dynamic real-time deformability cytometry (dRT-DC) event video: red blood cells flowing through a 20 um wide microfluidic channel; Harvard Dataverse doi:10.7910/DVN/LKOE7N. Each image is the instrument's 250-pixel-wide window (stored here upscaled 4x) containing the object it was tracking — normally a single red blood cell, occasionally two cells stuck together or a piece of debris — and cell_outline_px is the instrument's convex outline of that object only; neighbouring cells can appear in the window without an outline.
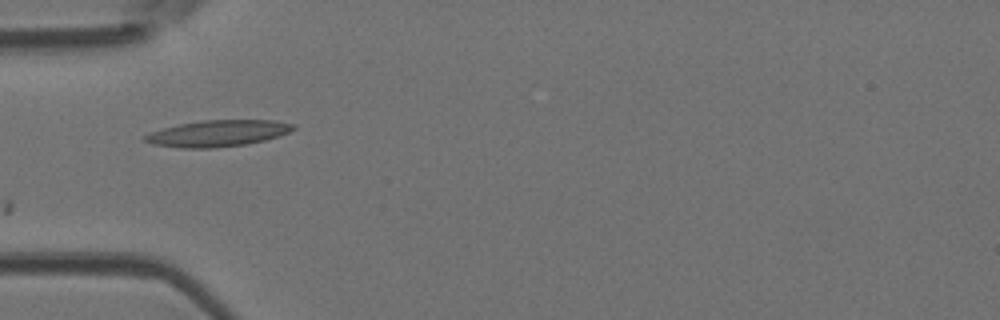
{"species": "Egyptian fruit bat (a non-hibernating species)", "species_latin": "Rousettus aegyptiacus", "temperature_condition": "room temperature", "stored_images_in_passage": 9, "camera_frame_rate_fps": 3000, "um_per_image_px": 0.085, "animal": {"sex": "female"}, "frame": {"image": 1, "passage_image": 5, "time_ms": 1.333, "image_size_px": [1000, 320], "cell_outline_px": [[296, 128], [288, 132], [264, 140], [244, 144], [216, 148], [180, 148], [152, 144], [140, 140], [144, 136], [152, 132], [164, 128], [180, 124], [200, 120], [276, 120], [296, 124]], "centroid_in_image_um": [18.5, 11.33], "position_along_channel_um": 66.5, "area_um2": 22.77}}